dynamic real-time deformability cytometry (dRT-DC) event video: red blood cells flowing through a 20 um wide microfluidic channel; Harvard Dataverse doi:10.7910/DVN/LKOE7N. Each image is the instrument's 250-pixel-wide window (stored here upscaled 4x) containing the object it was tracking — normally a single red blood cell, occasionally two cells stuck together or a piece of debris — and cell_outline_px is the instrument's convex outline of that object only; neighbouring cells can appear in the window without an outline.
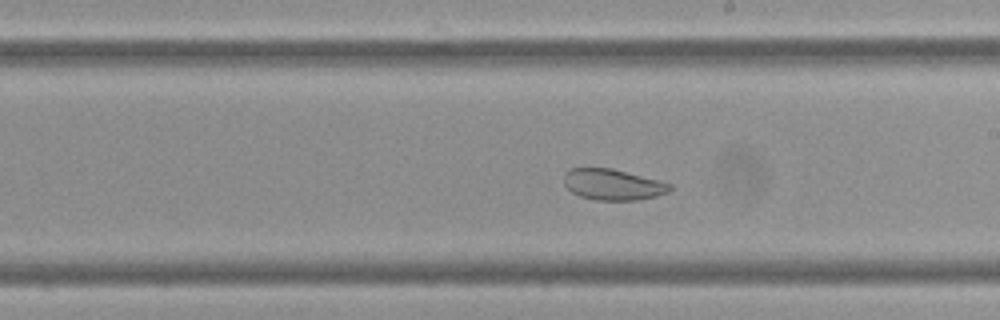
{"species": "Egyptian fruit bat (a non-hibernating species)", "species_latin": "Rousettus aegyptiacus", "temperature_condition": "cold", "stored_images_in_passage": 42, "camera_frame_rate_fps": 3000, "um_per_image_px": 0.085, "frame": {"image": 1, "passage_image": 30, "time_ms": 9.667, "image_size_px": [1000, 320], "cell_outline_px": [[672, 188], [668, 192], [656, 196], [636, 200], [596, 200], [580, 196], [572, 192], [564, 184], [564, 176], [572, 168], [612, 168], [672, 184]], "centroid_in_image_um": [52.1, 15.69], "position_along_channel_um": 236.9, "area_um2": 18.9}, "authors_computed_cell_mechanics": {"area_um2": 22.9466, "velocity_mm_per_s": 3.3586, "shape_relaxation_time_tau1_ms": null, "shape_relaxation_time_tau2_ms": 1.5974, "deformation_change_tau1": null, "deformation_change_tau2": 0.0707}}